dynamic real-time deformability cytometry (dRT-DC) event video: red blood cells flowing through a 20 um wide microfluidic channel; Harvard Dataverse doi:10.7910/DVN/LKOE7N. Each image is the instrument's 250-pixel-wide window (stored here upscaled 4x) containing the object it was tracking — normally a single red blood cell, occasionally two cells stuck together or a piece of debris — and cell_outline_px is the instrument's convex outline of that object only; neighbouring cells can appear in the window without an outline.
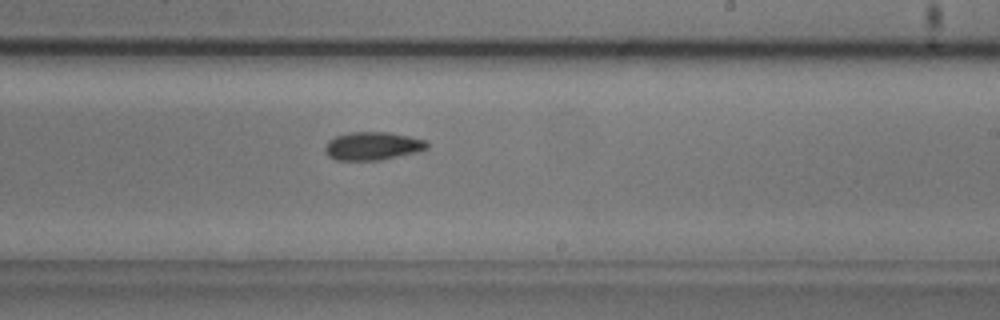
{"species": "common noctule bat (a hibernating species)", "species_latin": "Nyctalus noctula", "temperature_condition": "cold", "stored_images_in_passage": 39, "camera_frame_rate_fps": 3000, "um_per_image_px": 0.085, "animal": {"sex": "male", "body_mass_g": 20.5, "forearm_length_mm": 52.5}, "frame": {"image": 1, "passage_image": 24, "time_ms": 7.667, "image_size_px": [1000, 320], "cell_outline_px": [[428, 148], [416, 152], [380, 160], [336, 160], [328, 156], [324, 148], [328, 140], [336, 136], [348, 132], [388, 132], [408, 136], [424, 140], [428, 144]], "centroid_in_image_um": [31.64, 12.41], "position_along_channel_um": 257.4, "area_um2": 16.65}}
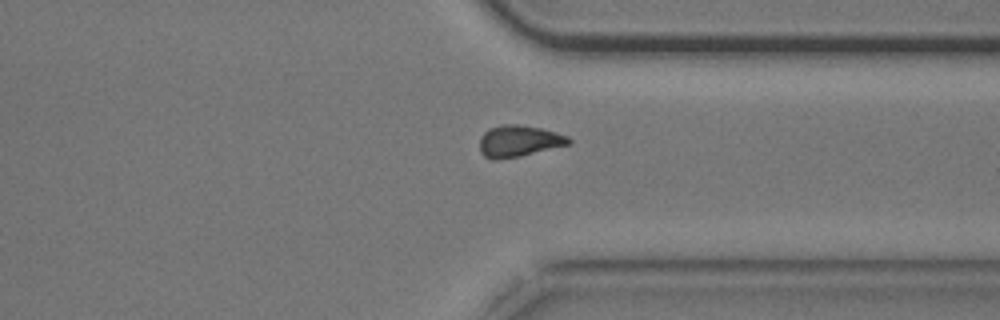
{"frame": {"image": 2, "passage_image": 33, "time_ms": 10.667, "image_size_px": [1000, 320], "cell_outline_px": [[572, 144], [520, 156], [496, 160], [492, 160], [484, 156], [480, 152], [480, 136], [488, 128], [500, 124], [520, 124], [540, 128], [556, 132], [568, 136], [572, 140]], "centroid_in_image_um": [44.1, 11.98], "position_along_channel_um": 367.3, "area_um2": 16.65}}
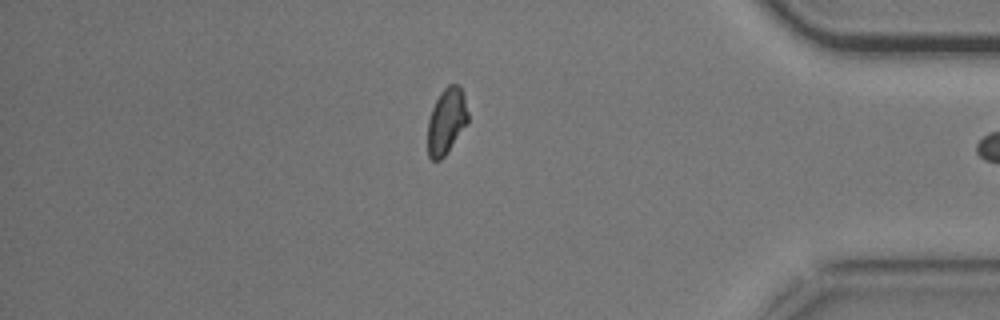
{"frame": {"image": 3, "passage_image": 38, "time_ms": 12.333, "image_size_px": [1000, 320], "cell_outline_px": [[468, 120], [444, 156], [440, 160], [432, 160], [428, 156], [428, 120], [432, 108], [440, 92], [448, 84], [456, 84], [460, 88], [464, 96], [468, 112]], "centroid_in_image_um": [37.93, 10.27], "position_along_channel_um": 397.3, "area_um2": 15.14}}